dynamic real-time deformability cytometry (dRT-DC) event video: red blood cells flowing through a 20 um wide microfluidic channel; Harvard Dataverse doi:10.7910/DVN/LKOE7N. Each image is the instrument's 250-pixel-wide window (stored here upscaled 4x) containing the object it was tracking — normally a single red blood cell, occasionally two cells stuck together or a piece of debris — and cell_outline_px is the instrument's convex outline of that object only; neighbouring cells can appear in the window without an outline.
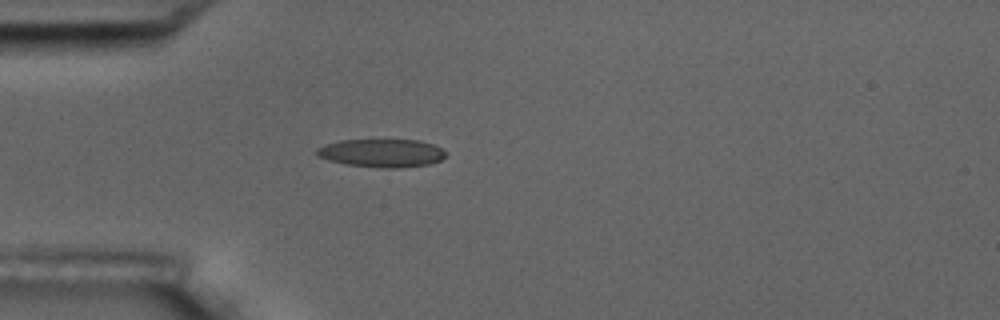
{"species": "common noctule bat (a hibernating species)", "species_latin": "Nyctalus noctula", "temperature_condition": "room temperature", "stored_images_in_passage": 3, "camera_frame_rate_fps": 3000, "um_per_image_px": 0.085, "animal": {"sex": "male", "body_mass_g": 17.5, "forearm_length_mm": 52.3}, "frame": {"image": 1, "passage_image": 3, "time_ms": 2.333, "image_size_px": [1000, 320], "cell_outline_px": [[444, 156], [440, 160], [428, 164], [396, 168], [384, 168], [344, 164], [328, 160], [320, 156], [316, 152], [316, 148], [324, 144], [340, 140], [416, 140], [432, 144], [440, 148], [444, 152]], "centroid_in_image_um": [32.39, 13.0], "position_along_channel_um": 52.6, "area_um2": 20.92}}